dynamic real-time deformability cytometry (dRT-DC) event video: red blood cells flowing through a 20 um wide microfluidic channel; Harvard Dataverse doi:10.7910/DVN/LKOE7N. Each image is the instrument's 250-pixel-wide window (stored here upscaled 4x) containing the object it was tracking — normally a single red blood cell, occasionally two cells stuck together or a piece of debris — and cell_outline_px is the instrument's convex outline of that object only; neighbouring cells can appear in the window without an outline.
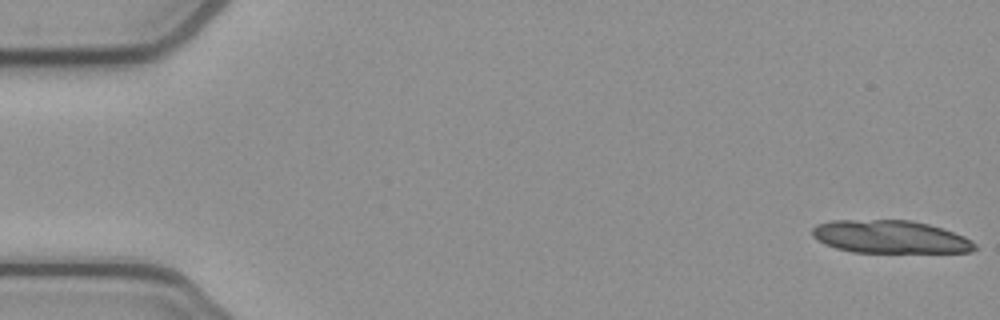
{"species": "common noctule bat (a hibernating species)", "species_latin": "Nyctalus noctula", "temperature_condition": "cold", "stored_images_in_passage": 15, "camera_frame_rate_fps": 3000, "um_per_image_px": 0.085, "animal": {"sex": "female", "body_mass_g": 21.9}, "frame": {"image": 1, "passage_image": 1, "time_ms": 0.0, "image_size_px": [1000, 320], "cell_outline_px": [[976, 248], [972, 252], [852, 252], [836, 248], [824, 244], [816, 240], [812, 236], [812, 228], [816, 224], [832, 220], [912, 220], [928, 224], [964, 236], [972, 240], [976, 244]], "centroid_in_image_um": [75.63, 20.13], "position_along_channel_um": 9.4, "area_um2": 31.21}}